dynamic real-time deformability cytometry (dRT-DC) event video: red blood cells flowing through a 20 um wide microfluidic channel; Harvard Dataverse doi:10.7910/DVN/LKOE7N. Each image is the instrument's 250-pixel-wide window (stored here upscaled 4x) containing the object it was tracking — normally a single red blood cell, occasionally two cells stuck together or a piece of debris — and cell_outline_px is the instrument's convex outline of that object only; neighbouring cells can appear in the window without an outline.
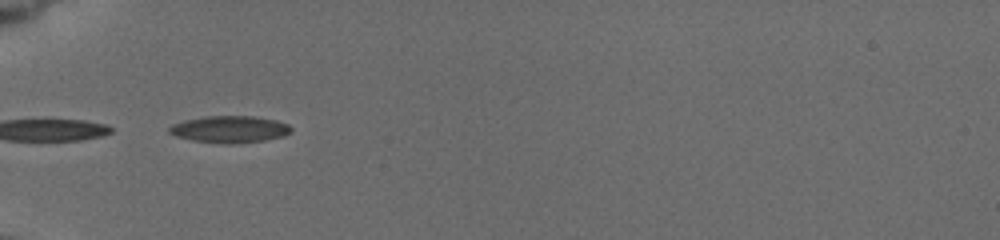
{"species": "common noctule bat (a hibernating species)", "species_latin": "Nyctalus noctula", "temperature_condition": "cold", "stored_images_in_passage": 15, "camera_frame_rate_fps": 3000, "um_per_image_px": 0.085, "animal": {"sex": "female", "body_mass_g": 19.5, "forearm_length_mm": 54.1}, "frame": {"image": 1, "passage_image": 1, "time_ms": 0.0, "image_size_px": [1000, 240], "cell_outline_px": [[292, 132], [284, 136], [264, 140], [228, 144], [192, 140], [176, 136], [168, 132], [168, 128], [172, 124], [184, 120], [204, 116], [252, 116], [276, 120], [288, 124], [292, 128]], "centroid_in_image_um": [19.52, 10.98], "position_along_channel_um": 65.5, "area_um2": 19.07}}
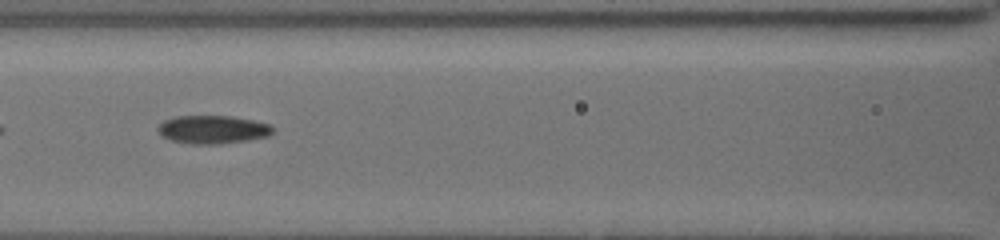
{"frame": {"image": 2, "passage_image": 7, "time_ms": 2.333, "image_size_px": [1000, 240], "cell_outline_px": [[272, 132], [268, 136], [248, 140], [216, 144], [192, 144], [172, 140], [164, 136], [156, 128], [164, 120], [176, 116], [232, 116], [272, 124]], "centroid_in_image_um": [18.1, 11.0], "position_along_channel_um": 148.5, "area_um2": 18.73}}